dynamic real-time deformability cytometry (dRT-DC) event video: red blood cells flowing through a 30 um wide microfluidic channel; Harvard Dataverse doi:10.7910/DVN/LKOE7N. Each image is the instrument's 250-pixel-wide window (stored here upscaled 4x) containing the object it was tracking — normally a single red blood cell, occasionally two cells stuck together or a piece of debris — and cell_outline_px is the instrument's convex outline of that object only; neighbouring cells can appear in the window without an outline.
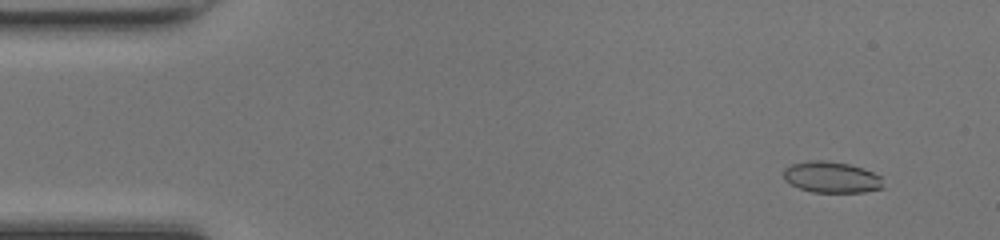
{"species": "common noctule bat (a hibernating species)", "species_latin": "Nyctalus noctula", "temperature_condition": "room temperature", "stored_images_in_passage": 49, "camera_frame_rate_fps": 3000, "um_per_image_px": 0.085, "animal": {"sex": "female", "body_mass_g": 17.0, "forearm_length_mm": 48.0}, "frame": {"image": 1, "passage_image": 4, "time_ms": 1.0, "image_size_px": [1000, 240], "cell_outline_px": [[884, 188], [864, 192], [812, 192], [800, 188], [784, 180], [784, 168], [792, 164], [808, 160], [824, 160], [848, 164], [864, 168], [880, 176]], "centroid_in_image_um": [70.68, 15.06], "position_along_channel_um": 14.3, "area_um2": 18.09}}
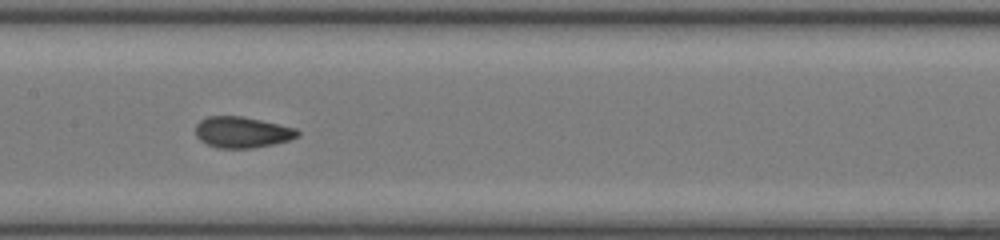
{"frame": {"image": 2, "passage_image": 24, "time_ms": 7.667, "image_size_px": [1000, 240], "cell_outline_px": [[300, 136], [288, 140], [272, 144], [252, 148], [216, 148], [200, 140], [196, 136], [196, 124], [200, 120], [208, 116], [240, 116], [260, 120], [296, 128], [300, 132]], "centroid_in_image_um": [20.57, 11.24], "position_along_channel_um": 186.8, "area_um2": 18.38}}
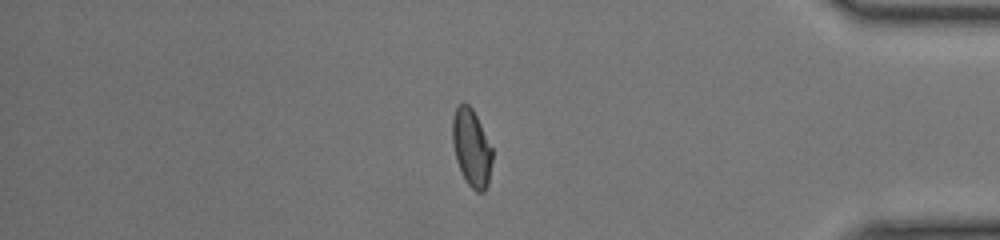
{"frame": {"image": 3, "passage_image": 41, "time_ms": 13.333, "image_size_px": [1000, 240], "cell_outline_px": [[492, 160], [488, 184], [484, 192], [476, 192], [468, 184], [456, 160], [452, 144], [452, 120], [456, 108], [460, 104], [468, 104], [472, 108], [492, 148]], "centroid_in_image_um": [40.07, 12.58], "position_along_channel_um": 395.1, "area_um2": 17.74}, "authors_computed_cell_mechanics": {"area_um2": 18.2648, "velocity_mm_per_s": 4.2831, "shape_relaxation_time_tau1_ms": 10.1485, "shape_relaxation_time_tau2_ms": 0.9433, "deformation_change_tau1": 0.2418, "deformation_change_tau2": 0.0568}}